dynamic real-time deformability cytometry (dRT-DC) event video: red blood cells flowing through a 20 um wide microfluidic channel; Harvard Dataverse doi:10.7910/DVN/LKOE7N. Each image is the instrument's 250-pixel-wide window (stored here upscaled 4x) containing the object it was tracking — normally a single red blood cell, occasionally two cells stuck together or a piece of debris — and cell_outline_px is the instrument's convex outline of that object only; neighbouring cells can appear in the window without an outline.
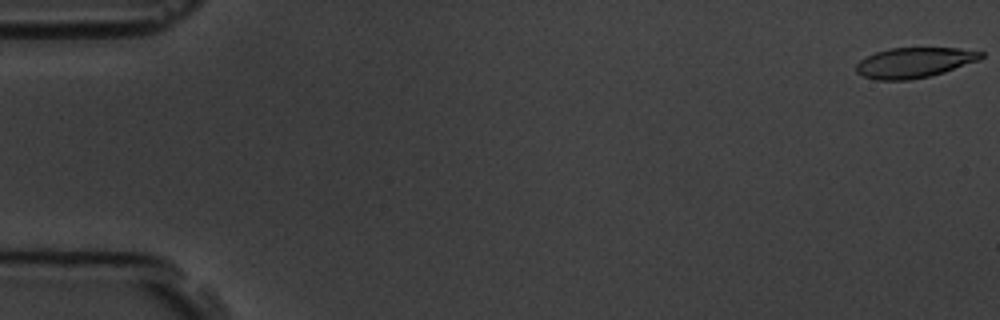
{"species": "common noctule bat (a hibernating species)", "species_latin": "Nyctalus noctula", "temperature_condition": "room temperature", "stored_images_in_passage": 5, "camera_frame_rate_fps": 3000, "um_per_image_px": 0.085, "animal": {"sex": "male", "body_mass_g": 19.5, "forearm_length_mm": 54.6}, "frame": {"image": 1, "passage_image": 1, "time_ms": 0.0, "image_size_px": [1000, 320], "cell_outline_px": [[984, 56], [980, 60], [944, 72], [928, 76], [908, 80], [876, 80], [864, 76], [856, 72], [856, 64], [860, 60], [876, 52], [888, 48], [956, 48], [984, 52]], "centroid_in_image_um": [77.72, 5.32], "position_along_channel_um": 7.3, "area_um2": 21.91}}
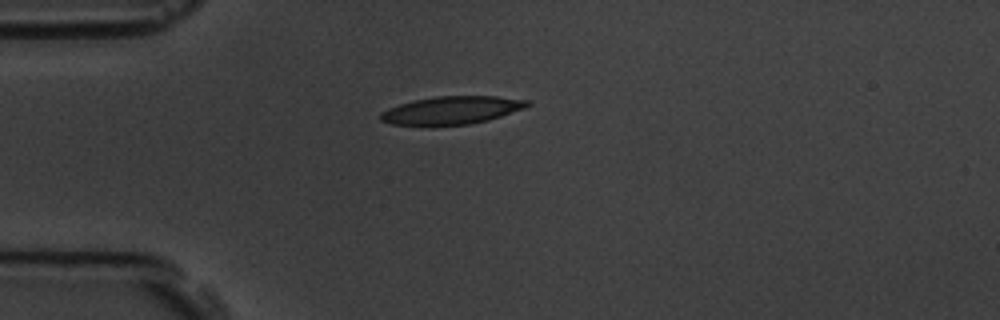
{"frame": {"image": 2, "passage_image": 5, "time_ms": 4.667, "image_size_px": [1000, 320], "cell_outline_px": [[532, 104], [524, 108], [488, 120], [468, 124], [392, 124], [380, 120], [380, 112], [388, 108], [412, 100], [436, 96], [496, 96], [528, 100]], "centroid_in_image_um": [38.4, 9.34], "position_along_channel_um": 46.6, "area_um2": 23.47}}